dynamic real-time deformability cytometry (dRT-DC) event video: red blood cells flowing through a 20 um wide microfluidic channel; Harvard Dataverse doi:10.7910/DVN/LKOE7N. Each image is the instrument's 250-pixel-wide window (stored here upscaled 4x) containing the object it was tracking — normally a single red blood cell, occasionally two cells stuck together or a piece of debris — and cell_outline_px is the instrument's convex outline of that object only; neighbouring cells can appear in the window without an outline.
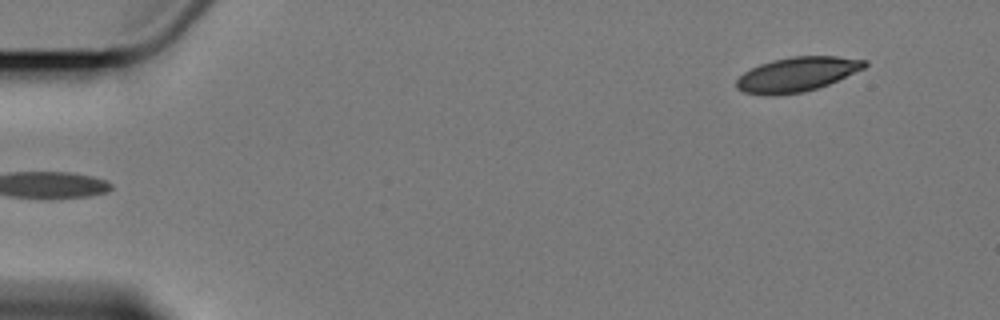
{"species": "Egyptian fruit bat (a non-hibernating species)", "species_latin": "Rousettus aegyptiacus", "temperature_condition": "cold", "stored_images_in_passage": 6, "segment_of_instrument_passage": [2, 2], "camera_frame_rate_fps": 3000, "um_per_image_px": 0.085, "animal": {"sex": "female"}, "frame": {"image": 1, "passage_image": 6, "time_ms": 6.0, "image_size_px": [1000, 320], "cell_outline_px": [[868, 64], [864, 68], [828, 84], [804, 92], [764, 96], [744, 92], [736, 88], [736, 80], [744, 72], [760, 64], [772, 60], [792, 56], [836, 56], [868, 60]], "centroid_in_image_um": [67.73, 6.31], "position_along_channel_um": 17.3, "area_um2": 25.66}}